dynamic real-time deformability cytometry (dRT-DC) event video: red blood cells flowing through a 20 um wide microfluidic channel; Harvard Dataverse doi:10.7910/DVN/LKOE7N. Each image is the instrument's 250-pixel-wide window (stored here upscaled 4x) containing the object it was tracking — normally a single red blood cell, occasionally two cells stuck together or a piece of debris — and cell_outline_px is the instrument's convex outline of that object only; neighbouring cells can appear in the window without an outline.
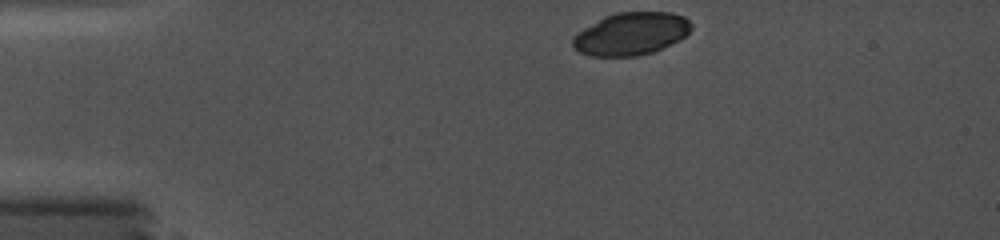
{"species": "common noctule bat (a hibernating species)", "species_latin": "Nyctalus noctula", "temperature_condition": "cold", "stored_images_in_passage": 12, "camera_frame_rate_fps": 5000, "um_per_image_px": 0.085, "animal": {"sex": "female", "body_mass_g": 19.0, "forearm_length_mm": 56.7}, "frame": {"image": 1, "passage_image": 1, "time_ms": 0.0, "image_size_px": [1000, 240], "cell_outline_px": [[692, 28], [680, 40], [656, 52], [636, 56], [588, 56], [572, 48], [572, 40], [584, 28], [604, 16], [616, 12], [672, 12], [684, 16], [692, 24]], "centroid_in_image_um": [53.67, 2.88], "position_along_channel_um": 31.3, "area_um2": 29.59}}